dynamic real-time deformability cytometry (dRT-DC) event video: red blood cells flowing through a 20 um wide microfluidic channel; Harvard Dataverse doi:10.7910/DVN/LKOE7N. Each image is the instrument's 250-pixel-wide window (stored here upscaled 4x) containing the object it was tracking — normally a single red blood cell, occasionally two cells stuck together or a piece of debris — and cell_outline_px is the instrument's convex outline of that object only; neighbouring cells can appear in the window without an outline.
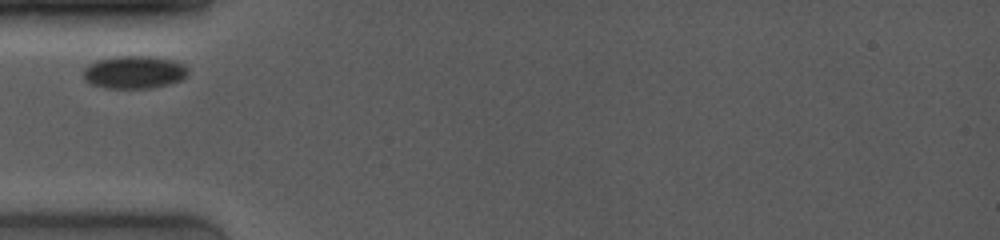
{"species": "common noctule bat (a hibernating species)", "species_latin": "Nyctalus noctula", "temperature_condition": "room temperature", "stored_images_in_passage": 2, "camera_frame_rate_fps": 4000, "um_per_image_px": 0.085, "animal": {"sex": "female", "body_mass_g": 19.0, "forearm_length_mm": 53.3}, "frame": {"image": 1, "passage_image": 1, "time_ms": 0.0, "image_size_px": [1000, 240], "cell_outline_px": [[188, 72], [180, 80], [168, 84], [152, 88], [108, 88], [92, 84], [84, 80], [84, 68], [88, 64], [96, 60], [116, 56], [148, 56], [172, 60], [188, 68]], "centroid_in_image_um": [11.36, 6.13], "position_along_channel_um": 73.6, "area_um2": 19.83}}